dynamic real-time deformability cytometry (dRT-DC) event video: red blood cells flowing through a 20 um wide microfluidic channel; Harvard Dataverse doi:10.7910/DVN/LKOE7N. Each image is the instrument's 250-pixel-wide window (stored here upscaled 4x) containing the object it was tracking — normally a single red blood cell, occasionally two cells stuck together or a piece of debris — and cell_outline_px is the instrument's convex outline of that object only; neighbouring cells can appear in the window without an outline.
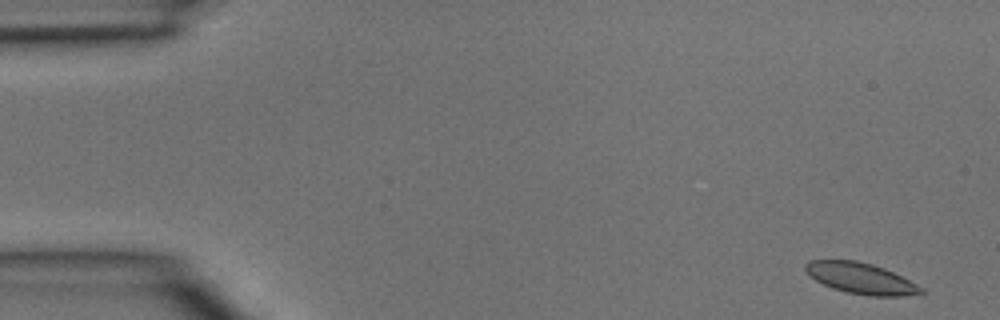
{"species": "common noctule bat (a hibernating species)", "species_latin": "Nyctalus noctula", "temperature_condition": "room temperature", "stored_images_in_passage": 4, "segment_of_instrument_passage": [2, 2], "camera_frame_rate_fps": 3000, "um_per_image_px": 0.085, "animal": {"sex": "male", "body_mass_g": 15.6}, "frame": {"image": 1, "passage_image": 4, "time_ms": 1.0, "image_size_px": [1000, 320], "cell_outline_px": [[924, 292], [904, 296], [868, 296], [848, 292], [832, 288], [816, 280], [804, 268], [804, 264], [808, 260], [856, 260], [872, 264], [884, 268], [924, 288]], "centroid_in_image_um": [73.16, 23.65], "position_along_channel_um": 11.8, "area_um2": 20.63}}